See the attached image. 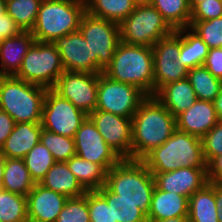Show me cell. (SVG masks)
Segmentation results:
<instances>
[{"instance_id": "obj_1", "label": "cell", "mask_w": 222, "mask_h": 222, "mask_svg": "<svg viewBox=\"0 0 222 222\" xmlns=\"http://www.w3.org/2000/svg\"><path fill=\"white\" fill-rule=\"evenodd\" d=\"M176 129L171 112L155 96H148L132 117V159L142 160Z\"/></svg>"}, {"instance_id": "obj_2", "label": "cell", "mask_w": 222, "mask_h": 222, "mask_svg": "<svg viewBox=\"0 0 222 222\" xmlns=\"http://www.w3.org/2000/svg\"><path fill=\"white\" fill-rule=\"evenodd\" d=\"M152 47L119 42L111 63L103 70L110 79L140 88L154 96Z\"/></svg>"}, {"instance_id": "obj_3", "label": "cell", "mask_w": 222, "mask_h": 222, "mask_svg": "<svg viewBox=\"0 0 222 222\" xmlns=\"http://www.w3.org/2000/svg\"><path fill=\"white\" fill-rule=\"evenodd\" d=\"M142 161L151 173H166L185 167L207 168L202 140L178 129Z\"/></svg>"}, {"instance_id": "obj_4", "label": "cell", "mask_w": 222, "mask_h": 222, "mask_svg": "<svg viewBox=\"0 0 222 222\" xmlns=\"http://www.w3.org/2000/svg\"><path fill=\"white\" fill-rule=\"evenodd\" d=\"M105 186L119 199L136 204L148 214L155 181L142 160L121 159L107 171Z\"/></svg>"}, {"instance_id": "obj_5", "label": "cell", "mask_w": 222, "mask_h": 222, "mask_svg": "<svg viewBox=\"0 0 222 222\" xmlns=\"http://www.w3.org/2000/svg\"><path fill=\"white\" fill-rule=\"evenodd\" d=\"M85 12V0H44L31 33L35 41L53 43L79 30Z\"/></svg>"}, {"instance_id": "obj_6", "label": "cell", "mask_w": 222, "mask_h": 222, "mask_svg": "<svg viewBox=\"0 0 222 222\" xmlns=\"http://www.w3.org/2000/svg\"><path fill=\"white\" fill-rule=\"evenodd\" d=\"M47 88L15 76H0V109L15 123H41Z\"/></svg>"}, {"instance_id": "obj_7", "label": "cell", "mask_w": 222, "mask_h": 222, "mask_svg": "<svg viewBox=\"0 0 222 222\" xmlns=\"http://www.w3.org/2000/svg\"><path fill=\"white\" fill-rule=\"evenodd\" d=\"M120 41L152 47L174 30L151 4H138L120 24Z\"/></svg>"}, {"instance_id": "obj_8", "label": "cell", "mask_w": 222, "mask_h": 222, "mask_svg": "<svg viewBox=\"0 0 222 222\" xmlns=\"http://www.w3.org/2000/svg\"><path fill=\"white\" fill-rule=\"evenodd\" d=\"M63 72L56 46L50 42L35 41L29 48L15 77L51 89Z\"/></svg>"}, {"instance_id": "obj_9", "label": "cell", "mask_w": 222, "mask_h": 222, "mask_svg": "<svg viewBox=\"0 0 222 222\" xmlns=\"http://www.w3.org/2000/svg\"><path fill=\"white\" fill-rule=\"evenodd\" d=\"M79 31L89 44L92 60L104 70L111 63L120 42L119 24L85 12L79 24Z\"/></svg>"}, {"instance_id": "obj_10", "label": "cell", "mask_w": 222, "mask_h": 222, "mask_svg": "<svg viewBox=\"0 0 222 222\" xmlns=\"http://www.w3.org/2000/svg\"><path fill=\"white\" fill-rule=\"evenodd\" d=\"M148 97L140 88L110 79L103 72L98 76L96 110L131 118Z\"/></svg>"}, {"instance_id": "obj_11", "label": "cell", "mask_w": 222, "mask_h": 222, "mask_svg": "<svg viewBox=\"0 0 222 222\" xmlns=\"http://www.w3.org/2000/svg\"><path fill=\"white\" fill-rule=\"evenodd\" d=\"M87 116L52 88L47 89L41 118L43 129L73 138Z\"/></svg>"}, {"instance_id": "obj_12", "label": "cell", "mask_w": 222, "mask_h": 222, "mask_svg": "<svg viewBox=\"0 0 222 222\" xmlns=\"http://www.w3.org/2000/svg\"><path fill=\"white\" fill-rule=\"evenodd\" d=\"M154 95L164 86L187 78L188 69L178 61L180 55V29L160 39L152 46Z\"/></svg>"}, {"instance_id": "obj_13", "label": "cell", "mask_w": 222, "mask_h": 222, "mask_svg": "<svg viewBox=\"0 0 222 222\" xmlns=\"http://www.w3.org/2000/svg\"><path fill=\"white\" fill-rule=\"evenodd\" d=\"M100 73L64 71L52 88L88 116L96 110Z\"/></svg>"}, {"instance_id": "obj_14", "label": "cell", "mask_w": 222, "mask_h": 222, "mask_svg": "<svg viewBox=\"0 0 222 222\" xmlns=\"http://www.w3.org/2000/svg\"><path fill=\"white\" fill-rule=\"evenodd\" d=\"M76 155L95 164L106 171L115 166L121 158L105 142L92 119L87 118L74 135Z\"/></svg>"}, {"instance_id": "obj_15", "label": "cell", "mask_w": 222, "mask_h": 222, "mask_svg": "<svg viewBox=\"0 0 222 222\" xmlns=\"http://www.w3.org/2000/svg\"><path fill=\"white\" fill-rule=\"evenodd\" d=\"M89 117L105 142L121 159H132V119L95 110Z\"/></svg>"}, {"instance_id": "obj_16", "label": "cell", "mask_w": 222, "mask_h": 222, "mask_svg": "<svg viewBox=\"0 0 222 222\" xmlns=\"http://www.w3.org/2000/svg\"><path fill=\"white\" fill-rule=\"evenodd\" d=\"M53 44L59 51L64 71L86 73L103 72L92 60L89 44L79 30L57 38Z\"/></svg>"}, {"instance_id": "obj_17", "label": "cell", "mask_w": 222, "mask_h": 222, "mask_svg": "<svg viewBox=\"0 0 222 222\" xmlns=\"http://www.w3.org/2000/svg\"><path fill=\"white\" fill-rule=\"evenodd\" d=\"M155 187L162 191L190 197L207 183V168H179L166 173H152Z\"/></svg>"}, {"instance_id": "obj_18", "label": "cell", "mask_w": 222, "mask_h": 222, "mask_svg": "<svg viewBox=\"0 0 222 222\" xmlns=\"http://www.w3.org/2000/svg\"><path fill=\"white\" fill-rule=\"evenodd\" d=\"M29 222H56L67 196L36 183L26 196Z\"/></svg>"}, {"instance_id": "obj_19", "label": "cell", "mask_w": 222, "mask_h": 222, "mask_svg": "<svg viewBox=\"0 0 222 222\" xmlns=\"http://www.w3.org/2000/svg\"><path fill=\"white\" fill-rule=\"evenodd\" d=\"M220 120L212 101L199 100L176 118L177 129L202 138Z\"/></svg>"}, {"instance_id": "obj_20", "label": "cell", "mask_w": 222, "mask_h": 222, "mask_svg": "<svg viewBox=\"0 0 222 222\" xmlns=\"http://www.w3.org/2000/svg\"><path fill=\"white\" fill-rule=\"evenodd\" d=\"M34 42L31 31H22L14 37L3 38L0 45V76H15Z\"/></svg>"}, {"instance_id": "obj_21", "label": "cell", "mask_w": 222, "mask_h": 222, "mask_svg": "<svg viewBox=\"0 0 222 222\" xmlns=\"http://www.w3.org/2000/svg\"><path fill=\"white\" fill-rule=\"evenodd\" d=\"M42 129L41 123H16L12 133L1 147V151L7 158L23 159L40 142Z\"/></svg>"}, {"instance_id": "obj_22", "label": "cell", "mask_w": 222, "mask_h": 222, "mask_svg": "<svg viewBox=\"0 0 222 222\" xmlns=\"http://www.w3.org/2000/svg\"><path fill=\"white\" fill-rule=\"evenodd\" d=\"M177 118L197 100L188 78L164 85L154 95Z\"/></svg>"}, {"instance_id": "obj_23", "label": "cell", "mask_w": 222, "mask_h": 222, "mask_svg": "<svg viewBox=\"0 0 222 222\" xmlns=\"http://www.w3.org/2000/svg\"><path fill=\"white\" fill-rule=\"evenodd\" d=\"M189 198L157 189L155 187L149 212L148 221H160L167 218L188 216Z\"/></svg>"}, {"instance_id": "obj_24", "label": "cell", "mask_w": 222, "mask_h": 222, "mask_svg": "<svg viewBox=\"0 0 222 222\" xmlns=\"http://www.w3.org/2000/svg\"><path fill=\"white\" fill-rule=\"evenodd\" d=\"M39 184L68 198L79 197L86 193L66 162H55Z\"/></svg>"}, {"instance_id": "obj_25", "label": "cell", "mask_w": 222, "mask_h": 222, "mask_svg": "<svg viewBox=\"0 0 222 222\" xmlns=\"http://www.w3.org/2000/svg\"><path fill=\"white\" fill-rule=\"evenodd\" d=\"M217 214L215 183L208 182L189 197L188 219L190 222H218Z\"/></svg>"}, {"instance_id": "obj_26", "label": "cell", "mask_w": 222, "mask_h": 222, "mask_svg": "<svg viewBox=\"0 0 222 222\" xmlns=\"http://www.w3.org/2000/svg\"><path fill=\"white\" fill-rule=\"evenodd\" d=\"M208 52L209 47L207 44L190 27L180 29V55L178 61L181 65L188 70L201 66L204 64Z\"/></svg>"}, {"instance_id": "obj_27", "label": "cell", "mask_w": 222, "mask_h": 222, "mask_svg": "<svg viewBox=\"0 0 222 222\" xmlns=\"http://www.w3.org/2000/svg\"><path fill=\"white\" fill-rule=\"evenodd\" d=\"M35 184L23 159H6L1 185L3 190L27 196Z\"/></svg>"}, {"instance_id": "obj_28", "label": "cell", "mask_w": 222, "mask_h": 222, "mask_svg": "<svg viewBox=\"0 0 222 222\" xmlns=\"http://www.w3.org/2000/svg\"><path fill=\"white\" fill-rule=\"evenodd\" d=\"M68 168L86 191H94L105 185L107 171L99 164L92 163L78 155L66 161Z\"/></svg>"}, {"instance_id": "obj_29", "label": "cell", "mask_w": 222, "mask_h": 222, "mask_svg": "<svg viewBox=\"0 0 222 222\" xmlns=\"http://www.w3.org/2000/svg\"><path fill=\"white\" fill-rule=\"evenodd\" d=\"M134 0H85L86 12L120 24L135 9Z\"/></svg>"}, {"instance_id": "obj_30", "label": "cell", "mask_w": 222, "mask_h": 222, "mask_svg": "<svg viewBox=\"0 0 222 222\" xmlns=\"http://www.w3.org/2000/svg\"><path fill=\"white\" fill-rule=\"evenodd\" d=\"M151 5L174 31L190 27L191 9L188 0H153Z\"/></svg>"}, {"instance_id": "obj_31", "label": "cell", "mask_w": 222, "mask_h": 222, "mask_svg": "<svg viewBox=\"0 0 222 222\" xmlns=\"http://www.w3.org/2000/svg\"><path fill=\"white\" fill-rule=\"evenodd\" d=\"M187 78L199 100L213 102L222 89V80L214 77L204 65L189 69Z\"/></svg>"}, {"instance_id": "obj_32", "label": "cell", "mask_w": 222, "mask_h": 222, "mask_svg": "<svg viewBox=\"0 0 222 222\" xmlns=\"http://www.w3.org/2000/svg\"><path fill=\"white\" fill-rule=\"evenodd\" d=\"M111 205L113 222H148L147 214L136 204L119 199L105 185L97 190Z\"/></svg>"}, {"instance_id": "obj_33", "label": "cell", "mask_w": 222, "mask_h": 222, "mask_svg": "<svg viewBox=\"0 0 222 222\" xmlns=\"http://www.w3.org/2000/svg\"><path fill=\"white\" fill-rule=\"evenodd\" d=\"M41 0H7L6 13L22 31H31L35 25Z\"/></svg>"}, {"instance_id": "obj_34", "label": "cell", "mask_w": 222, "mask_h": 222, "mask_svg": "<svg viewBox=\"0 0 222 222\" xmlns=\"http://www.w3.org/2000/svg\"><path fill=\"white\" fill-rule=\"evenodd\" d=\"M0 222H29L26 196L2 189L0 192Z\"/></svg>"}, {"instance_id": "obj_35", "label": "cell", "mask_w": 222, "mask_h": 222, "mask_svg": "<svg viewBox=\"0 0 222 222\" xmlns=\"http://www.w3.org/2000/svg\"><path fill=\"white\" fill-rule=\"evenodd\" d=\"M23 160L35 183H39L56 162L51 152L41 142L37 143Z\"/></svg>"}, {"instance_id": "obj_36", "label": "cell", "mask_w": 222, "mask_h": 222, "mask_svg": "<svg viewBox=\"0 0 222 222\" xmlns=\"http://www.w3.org/2000/svg\"><path fill=\"white\" fill-rule=\"evenodd\" d=\"M40 142L51 152L56 162H66L76 155L74 138L42 129Z\"/></svg>"}, {"instance_id": "obj_37", "label": "cell", "mask_w": 222, "mask_h": 222, "mask_svg": "<svg viewBox=\"0 0 222 222\" xmlns=\"http://www.w3.org/2000/svg\"><path fill=\"white\" fill-rule=\"evenodd\" d=\"M190 28L199 35L209 49L222 48V17L207 21H190Z\"/></svg>"}, {"instance_id": "obj_38", "label": "cell", "mask_w": 222, "mask_h": 222, "mask_svg": "<svg viewBox=\"0 0 222 222\" xmlns=\"http://www.w3.org/2000/svg\"><path fill=\"white\" fill-rule=\"evenodd\" d=\"M56 222H90L88 191L82 196L68 198Z\"/></svg>"}, {"instance_id": "obj_39", "label": "cell", "mask_w": 222, "mask_h": 222, "mask_svg": "<svg viewBox=\"0 0 222 222\" xmlns=\"http://www.w3.org/2000/svg\"><path fill=\"white\" fill-rule=\"evenodd\" d=\"M88 210L90 222H113L111 205L97 191H88Z\"/></svg>"}, {"instance_id": "obj_40", "label": "cell", "mask_w": 222, "mask_h": 222, "mask_svg": "<svg viewBox=\"0 0 222 222\" xmlns=\"http://www.w3.org/2000/svg\"><path fill=\"white\" fill-rule=\"evenodd\" d=\"M203 156L206 164L222 154V119L202 138Z\"/></svg>"}, {"instance_id": "obj_41", "label": "cell", "mask_w": 222, "mask_h": 222, "mask_svg": "<svg viewBox=\"0 0 222 222\" xmlns=\"http://www.w3.org/2000/svg\"><path fill=\"white\" fill-rule=\"evenodd\" d=\"M222 17V0H203L191 10L190 21H207Z\"/></svg>"}, {"instance_id": "obj_42", "label": "cell", "mask_w": 222, "mask_h": 222, "mask_svg": "<svg viewBox=\"0 0 222 222\" xmlns=\"http://www.w3.org/2000/svg\"><path fill=\"white\" fill-rule=\"evenodd\" d=\"M203 65L214 77L222 80V48L209 49Z\"/></svg>"}, {"instance_id": "obj_43", "label": "cell", "mask_w": 222, "mask_h": 222, "mask_svg": "<svg viewBox=\"0 0 222 222\" xmlns=\"http://www.w3.org/2000/svg\"><path fill=\"white\" fill-rule=\"evenodd\" d=\"M22 32L21 28L7 13L0 16V45L3 38H11Z\"/></svg>"}, {"instance_id": "obj_44", "label": "cell", "mask_w": 222, "mask_h": 222, "mask_svg": "<svg viewBox=\"0 0 222 222\" xmlns=\"http://www.w3.org/2000/svg\"><path fill=\"white\" fill-rule=\"evenodd\" d=\"M207 179L208 182L222 183V154L207 164Z\"/></svg>"}, {"instance_id": "obj_45", "label": "cell", "mask_w": 222, "mask_h": 222, "mask_svg": "<svg viewBox=\"0 0 222 222\" xmlns=\"http://www.w3.org/2000/svg\"><path fill=\"white\" fill-rule=\"evenodd\" d=\"M15 124L13 118L6 111L0 109V149L12 133Z\"/></svg>"}, {"instance_id": "obj_46", "label": "cell", "mask_w": 222, "mask_h": 222, "mask_svg": "<svg viewBox=\"0 0 222 222\" xmlns=\"http://www.w3.org/2000/svg\"><path fill=\"white\" fill-rule=\"evenodd\" d=\"M215 201L218 209V222H222V183H215Z\"/></svg>"}, {"instance_id": "obj_47", "label": "cell", "mask_w": 222, "mask_h": 222, "mask_svg": "<svg viewBox=\"0 0 222 222\" xmlns=\"http://www.w3.org/2000/svg\"><path fill=\"white\" fill-rule=\"evenodd\" d=\"M216 113L220 119H222V89L217 95L216 99L213 101Z\"/></svg>"}, {"instance_id": "obj_48", "label": "cell", "mask_w": 222, "mask_h": 222, "mask_svg": "<svg viewBox=\"0 0 222 222\" xmlns=\"http://www.w3.org/2000/svg\"><path fill=\"white\" fill-rule=\"evenodd\" d=\"M6 159H7L6 155L0 149V185H2Z\"/></svg>"}, {"instance_id": "obj_49", "label": "cell", "mask_w": 222, "mask_h": 222, "mask_svg": "<svg viewBox=\"0 0 222 222\" xmlns=\"http://www.w3.org/2000/svg\"><path fill=\"white\" fill-rule=\"evenodd\" d=\"M148 222H190L188 216L167 218L160 221H148Z\"/></svg>"}, {"instance_id": "obj_50", "label": "cell", "mask_w": 222, "mask_h": 222, "mask_svg": "<svg viewBox=\"0 0 222 222\" xmlns=\"http://www.w3.org/2000/svg\"><path fill=\"white\" fill-rule=\"evenodd\" d=\"M6 13V1L0 0V16H3Z\"/></svg>"}, {"instance_id": "obj_51", "label": "cell", "mask_w": 222, "mask_h": 222, "mask_svg": "<svg viewBox=\"0 0 222 222\" xmlns=\"http://www.w3.org/2000/svg\"><path fill=\"white\" fill-rule=\"evenodd\" d=\"M203 0H188V4L190 9L192 10L198 3L202 2Z\"/></svg>"}, {"instance_id": "obj_52", "label": "cell", "mask_w": 222, "mask_h": 222, "mask_svg": "<svg viewBox=\"0 0 222 222\" xmlns=\"http://www.w3.org/2000/svg\"><path fill=\"white\" fill-rule=\"evenodd\" d=\"M153 0H134V2L138 4H151Z\"/></svg>"}]
</instances>
